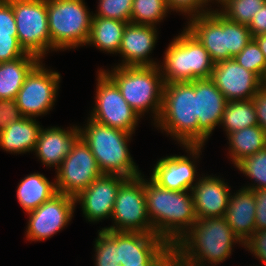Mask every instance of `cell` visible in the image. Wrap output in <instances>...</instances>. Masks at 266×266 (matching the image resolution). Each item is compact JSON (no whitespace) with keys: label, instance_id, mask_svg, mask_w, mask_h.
<instances>
[{"label":"cell","instance_id":"8fae6325","mask_svg":"<svg viewBox=\"0 0 266 266\" xmlns=\"http://www.w3.org/2000/svg\"><path fill=\"white\" fill-rule=\"evenodd\" d=\"M41 60L27 75L15 97L23 117L36 118L52 110L61 81V75L45 68Z\"/></svg>","mask_w":266,"mask_h":266},{"label":"cell","instance_id":"5bb4252c","mask_svg":"<svg viewBox=\"0 0 266 266\" xmlns=\"http://www.w3.org/2000/svg\"><path fill=\"white\" fill-rule=\"evenodd\" d=\"M75 198L57 193L35 210L28 212L26 239L44 241L63 230L72 220Z\"/></svg>","mask_w":266,"mask_h":266},{"label":"cell","instance_id":"d6a6232c","mask_svg":"<svg viewBox=\"0 0 266 266\" xmlns=\"http://www.w3.org/2000/svg\"><path fill=\"white\" fill-rule=\"evenodd\" d=\"M265 2L266 0H227L220 6L219 12L231 21L249 25Z\"/></svg>","mask_w":266,"mask_h":266},{"label":"cell","instance_id":"ac0fdd59","mask_svg":"<svg viewBox=\"0 0 266 266\" xmlns=\"http://www.w3.org/2000/svg\"><path fill=\"white\" fill-rule=\"evenodd\" d=\"M199 146H204L215 127L221 124L227 100L211 78L195 80Z\"/></svg>","mask_w":266,"mask_h":266},{"label":"cell","instance_id":"83f0119b","mask_svg":"<svg viewBox=\"0 0 266 266\" xmlns=\"http://www.w3.org/2000/svg\"><path fill=\"white\" fill-rule=\"evenodd\" d=\"M229 158L234 166L243 158L266 148V133L259 126L246 127L227 135Z\"/></svg>","mask_w":266,"mask_h":266},{"label":"cell","instance_id":"d6986e66","mask_svg":"<svg viewBox=\"0 0 266 266\" xmlns=\"http://www.w3.org/2000/svg\"><path fill=\"white\" fill-rule=\"evenodd\" d=\"M187 20L186 28L204 46L214 63L228 60L226 17L217 8Z\"/></svg>","mask_w":266,"mask_h":266},{"label":"cell","instance_id":"7c38bea8","mask_svg":"<svg viewBox=\"0 0 266 266\" xmlns=\"http://www.w3.org/2000/svg\"><path fill=\"white\" fill-rule=\"evenodd\" d=\"M56 174L57 192L75 198L103 173L90 147L79 137Z\"/></svg>","mask_w":266,"mask_h":266},{"label":"cell","instance_id":"cb8c5ba5","mask_svg":"<svg viewBox=\"0 0 266 266\" xmlns=\"http://www.w3.org/2000/svg\"><path fill=\"white\" fill-rule=\"evenodd\" d=\"M41 128L35 118L22 117L0 131V148L13 154L32 152Z\"/></svg>","mask_w":266,"mask_h":266},{"label":"cell","instance_id":"4dcf8cb0","mask_svg":"<svg viewBox=\"0 0 266 266\" xmlns=\"http://www.w3.org/2000/svg\"><path fill=\"white\" fill-rule=\"evenodd\" d=\"M95 266H120L118 261V231L98 230L95 239Z\"/></svg>","mask_w":266,"mask_h":266},{"label":"cell","instance_id":"2e32d148","mask_svg":"<svg viewBox=\"0 0 266 266\" xmlns=\"http://www.w3.org/2000/svg\"><path fill=\"white\" fill-rule=\"evenodd\" d=\"M211 79L227 101L251 100L263 81L232 58L214 64Z\"/></svg>","mask_w":266,"mask_h":266},{"label":"cell","instance_id":"7a4b0ae2","mask_svg":"<svg viewBox=\"0 0 266 266\" xmlns=\"http://www.w3.org/2000/svg\"><path fill=\"white\" fill-rule=\"evenodd\" d=\"M146 207L154 233L172 246L197 221L191 191H173L144 178Z\"/></svg>","mask_w":266,"mask_h":266},{"label":"cell","instance_id":"d4e9b609","mask_svg":"<svg viewBox=\"0 0 266 266\" xmlns=\"http://www.w3.org/2000/svg\"><path fill=\"white\" fill-rule=\"evenodd\" d=\"M41 61L26 53L13 61L0 63V99H15L30 71Z\"/></svg>","mask_w":266,"mask_h":266},{"label":"cell","instance_id":"603a6c76","mask_svg":"<svg viewBox=\"0 0 266 266\" xmlns=\"http://www.w3.org/2000/svg\"><path fill=\"white\" fill-rule=\"evenodd\" d=\"M237 191L233 195L231 193L224 217L227 224L244 243L256 231V199L251 189L242 187Z\"/></svg>","mask_w":266,"mask_h":266},{"label":"cell","instance_id":"74e56055","mask_svg":"<svg viewBox=\"0 0 266 266\" xmlns=\"http://www.w3.org/2000/svg\"><path fill=\"white\" fill-rule=\"evenodd\" d=\"M25 54L18 42L17 34L0 33V63L16 60Z\"/></svg>","mask_w":266,"mask_h":266},{"label":"cell","instance_id":"8992f818","mask_svg":"<svg viewBox=\"0 0 266 266\" xmlns=\"http://www.w3.org/2000/svg\"><path fill=\"white\" fill-rule=\"evenodd\" d=\"M179 34L166 48L162 65H158L164 84L211 78L215 63L208 51L186 27Z\"/></svg>","mask_w":266,"mask_h":266},{"label":"cell","instance_id":"d590c367","mask_svg":"<svg viewBox=\"0 0 266 266\" xmlns=\"http://www.w3.org/2000/svg\"><path fill=\"white\" fill-rule=\"evenodd\" d=\"M133 0H99L93 17L110 18L131 23Z\"/></svg>","mask_w":266,"mask_h":266},{"label":"cell","instance_id":"5b68a950","mask_svg":"<svg viewBox=\"0 0 266 266\" xmlns=\"http://www.w3.org/2000/svg\"><path fill=\"white\" fill-rule=\"evenodd\" d=\"M111 69L101 70L116 84L139 117L150 110L155 124L161 112L164 89L159 66H115Z\"/></svg>","mask_w":266,"mask_h":266},{"label":"cell","instance_id":"60d3db41","mask_svg":"<svg viewBox=\"0 0 266 266\" xmlns=\"http://www.w3.org/2000/svg\"><path fill=\"white\" fill-rule=\"evenodd\" d=\"M0 33L17 34L14 11L9 0H0Z\"/></svg>","mask_w":266,"mask_h":266},{"label":"cell","instance_id":"e0dca14e","mask_svg":"<svg viewBox=\"0 0 266 266\" xmlns=\"http://www.w3.org/2000/svg\"><path fill=\"white\" fill-rule=\"evenodd\" d=\"M126 177L115 174H102L75 197L81 204L82 212L88 222H99L111 218L117 191Z\"/></svg>","mask_w":266,"mask_h":266},{"label":"cell","instance_id":"ba28073f","mask_svg":"<svg viewBox=\"0 0 266 266\" xmlns=\"http://www.w3.org/2000/svg\"><path fill=\"white\" fill-rule=\"evenodd\" d=\"M14 11L17 37L26 53L41 60L51 50L47 0H9Z\"/></svg>","mask_w":266,"mask_h":266},{"label":"cell","instance_id":"ee69618b","mask_svg":"<svg viewBox=\"0 0 266 266\" xmlns=\"http://www.w3.org/2000/svg\"><path fill=\"white\" fill-rule=\"evenodd\" d=\"M248 28L252 38L266 34V2L259 8L258 12L254 14Z\"/></svg>","mask_w":266,"mask_h":266},{"label":"cell","instance_id":"44dd1931","mask_svg":"<svg viewBox=\"0 0 266 266\" xmlns=\"http://www.w3.org/2000/svg\"><path fill=\"white\" fill-rule=\"evenodd\" d=\"M219 176L206 174L191 188L197 219L224 217L231 196L227 182Z\"/></svg>","mask_w":266,"mask_h":266},{"label":"cell","instance_id":"8d00e7d4","mask_svg":"<svg viewBox=\"0 0 266 266\" xmlns=\"http://www.w3.org/2000/svg\"><path fill=\"white\" fill-rule=\"evenodd\" d=\"M168 9L180 12L186 16H199L208 13L212 8H207L206 0H166Z\"/></svg>","mask_w":266,"mask_h":266},{"label":"cell","instance_id":"4fadbf2b","mask_svg":"<svg viewBox=\"0 0 266 266\" xmlns=\"http://www.w3.org/2000/svg\"><path fill=\"white\" fill-rule=\"evenodd\" d=\"M120 266L173 264L172 245L155 233L118 231Z\"/></svg>","mask_w":266,"mask_h":266},{"label":"cell","instance_id":"f1b7e54d","mask_svg":"<svg viewBox=\"0 0 266 266\" xmlns=\"http://www.w3.org/2000/svg\"><path fill=\"white\" fill-rule=\"evenodd\" d=\"M221 125L225 129L226 136L233 131L258 125L253 100L227 101Z\"/></svg>","mask_w":266,"mask_h":266},{"label":"cell","instance_id":"9c48e42d","mask_svg":"<svg viewBox=\"0 0 266 266\" xmlns=\"http://www.w3.org/2000/svg\"><path fill=\"white\" fill-rule=\"evenodd\" d=\"M111 219L104 230L121 232L154 233L146 207L144 175L127 178L117 191Z\"/></svg>","mask_w":266,"mask_h":266},{"label":"cell","instance_id":"484cf974","mask_svg":"<svg viewBox=\"0 0 266 266\" xmlns=\"http://www.w3.org/2000/svg\"><path fill=\"white\" fill-rule=\"evenodd\" d=\"M56 182L49 181L41 173H32L17 186L16 196L22 209L28 213L56 195Z\"/></svg>","mask_w":266,"mask_h":266},{"label":"cell","instance_id":"3957f363","mask_svg":"<svg viewBox=\"0 0 266 266\" xmlns=\"http://www.w3.org/2000/svg\"><path fill=\"white\" fill-rule=\"evenodd\" d=\"M196 115L195 80L165 83L161 112L155 127L172 136L181 146H199Z\"/></svg>","mask_w":266,"mask_h":266},{"label":"cell","instance_id":"f546056e","mask_svg":"<svg viewBox=\"0 0 266 266\" xmlns=\"http://www.w3.org/2000/svg\"><path fill=\"white\" fill-rule=\"evenodd\" d=\"M168 12L166 0H133L131 23L157 27Z\"/></svg>","mask_w":266,"mask_h":266},{"label":"cell","instance_id":"9a60e30c","mask_svg":"<svg viewBox=\"0 0 266 266\" xmlns=\"http://www.w3.org/2000/svg\"><path fill=\"white\" fill-rule=\"evenodd\" d=\"M182 147L187 149L185 151L188 155L190 154L189 156L170 155L161 158L155 164L150 178L160 187L173 191H191V188L196 184L194 182L198 181L195 162L200 157L203 146Z\"/></svg>","mask_w":266,"mask_h":266},{"label":"cell","instance_id":"1f68e13d","mask_svg":"<svg viewBox=\"0 0 266 266\" xmlns=\"http://www.w3.org/2000/svg\"><path fill=\"white\" fill-rule=\"evenodd\" d=\"M235 167L250 180L251 185L242 186L247 189H266V148L243 158ZM257 183V184H256Z\"/></svg>","mask_w":266,"mask_h":266},{"label":"cell","instance_id":"7dc6e473","mask_svg":"<svg viewBox=\"0 0 266 266\" xmlns=\"http://www.w3.org/2000/svg\"><path fill=\"white\" fill-rule=\"evenodd\" d=\"M215 1H216V3H219L222 6L227 0H206V3H207V5H209L210 2L214 3Z\"/></svg>","mask_w":266,"mask_h":266},{"label":"cell","instance_id":"7bdbcfd3","mask_svg":"<svg viewBox=\"0 0 266 266\" xmlns=\"http://www.w3.org/2000/svg\"><path fill=\"white\" fill-rule=\"evenodd\" d=\"M252 100L255 105L258 125L266 133V87L262 86Z\"/></svg>","mask_w":266,"mask_h":266},{"label":"cell","instance_id":"6da1fadb","mask_svg":"<svg viewBox=\"0 0 266 266\" xmlns=\"http://www.w3.org/2000/svg\"><path fill=\"white\" fill-rule=\"evenodd\" d=\"M238 238L225 217L197 219L172 246L173 266L217 265L231 256Z\"/></svg>","mask_w":266,"mask_h":266},{"label":"cell","instance_id":"30bf717a","mask_svg":"<svg viewBox=\"0 0 266 266\" xmlns=\"http://www.w3.org/2000/svg\"><path fill=\"white\" fill-rule=\"evenodd\" d=\"M97 73L95 105L89 118L134 134L140 120L139 115L123 98L116 84L101 69Z\"/></svg>","mask_w":266,"mask_h":266},{"label":"cell","instance_id":"b9f144b4","mask_svg":"<svg viewBox=\"0 0 266 266\" xmlns=\"http://www.w3.org/2000/svg\"><path fill=\"white\" fill-rule=\"evenodd\" d=\"M253 194L256 199V230H264L266 229V189H253Z\"/></svg>","mask_w":266,"mask_h":266},{"label":"cell","instance_id":"c3c4849f","mask_svg":"<svg viewBox=\"0 0 266 266\" xmlns=\"http://www.w3.org/2000/svg\"><path fill=\"white\" fill-rule=\"evenodd\" d=\"M263 86L266 87V75H265V77L263 79Z\"/></svg>","mask_w":266,"mask_h":266},{"label":"cell","instance_id":"f35d334b","mask_svg":"<svg viewBox=\"0 0 266 266\" xmlns=\"http://www.w3.org/2000/svg\"><path fill=\"white\" fill-rule=\"evenodd\" d=\"M22 117L15 99H0V131Z\"/></svg>","mask_w":266,"mask_h":266},{"label":"cell","instance_id":"277c9868","mask_svg":"<svg viewBox=\"0 0 266 266\" xmlns=\"http://www.w3.org/2000/svg\"><path fill=\"white\" fill-rule=\"evenodd\" d=\"M87 119V125L83 128L78 126L80 137L90 147L100 171L126 178L142 174L128 149L132 133L100 124L89 117Z\"/></svg>","mask_w":266,"mask_h":266},{"label":"cell","instance_id":"bcb514c9","mask_svg":"<svg viewBox=\"0 0 266 266\" xmlns=\"http://www.w3.org/2000/svg\"><path fill=\"white\" fill-rule=\"evenodd\" d=\"M124 266H173V264H140V265H124Z\"/></svg>","mask_w":266,"mask_h":266},{"label":"cell","instance_id":"7402d4cb","mask_svg":"<svg viewBox=\"0 0 266 266\" xmlns=\"http://www.w3.org/2000/svg\"><path fill=\"white\" fill-rule=\"evenodd\" d=\"M67 128V130L56 126L41 128L34 152L46 167H56L57 170L80 137L77 125Z\"/></svg>","mask_w":266,"mask_h":266},{"label":"cell","instance_id":"836d02e7","mask_svg":"<svg viewBox=\"0 0 266 266\" xmlns=\"http://www.w3.org/2000/svg\"><path fill=\"white\" fill-rule=\"evenodd\" d=\"M234 59L239 65L254 72L263 81L266 75V59L253 38Z\"/></svg>","mask_w":266,"mask_h":266},{"label":"cell","instance_id":"f6af8a7d","mask_svg":"<svg viewBox=\"0 0 266 266\" xmlns=\"http://www.w3.org/2000/svg\"><path fill=\"white\" fill-rule=\"evenodd\" d=\"M266 59V34L253 37Z\"/></svg>","mask_w":266,"mask_h":266},{"label":"cell","instance_id":"e575fe53","mask_svg":"<svg viewBox=\"0 0 266 266\" xmlns=\"http://www.w3.org/2000/svg\"><path fill=\"white\" fill-rule=\"evenodd\" d=\"M251 39L252 36L248 25L240 24L226 18V49H228V60L239 54Z\"/></svg>","mask_w":266,"mask_h":266},{"label":"cell","instance_id":"52a82bcc","mask_svg":"<svg viewBox=\"0 0 266 266\" xmlns=\"http://www.w3.org/2000/svg\"><path fill=\"white\" fill-rule=\"evenodd\" d=\"M51 51L74 49L88 41L93 12L84 0H47Z\"/></svg>","mask_w":266,"mask_h":266},{"label":"cell","instance_id":"ffe728a7","mask_svg":"<svg viewBox=\"0 0 266 266\" xmlns=\"http://www.w3.org/2000/svg\"><path fill=\"white\" fill-rule=\"evenodd\" d=\"M155 26L128 23L124 29L119 54L122 63L116 66H158L150 53L157 43L158 31Z\"/></svg>","mask_w":266,"mask_h":266},{"label":"cell","instance_id":"ab89813d","mask_svg":"<svg viewBox=\"0 0 266 266\" xmlns=\"http://www.w3.org/2000/svg\"><path fill=\"white\" fill-rule=\"evenodd\" d=\"M243 246L266 266V229L256 230Z\"/></svg>","mask_w":266,"mask_h":266},{"label":"cell","instance_id":"4316f807","mask_svg":"<svg viewBox=\"0 0 266 266\" xmlns=\"http://www.w3.org/2000/svg\"><path fill=\"white\" fill-rule=\"evenodd\" d=\"M128 22L92 17L91 28L86 46H96L100 51L118 54L124 29Z\"/></svg>","mask_w":266,"mask_h":266}]
</instances>
